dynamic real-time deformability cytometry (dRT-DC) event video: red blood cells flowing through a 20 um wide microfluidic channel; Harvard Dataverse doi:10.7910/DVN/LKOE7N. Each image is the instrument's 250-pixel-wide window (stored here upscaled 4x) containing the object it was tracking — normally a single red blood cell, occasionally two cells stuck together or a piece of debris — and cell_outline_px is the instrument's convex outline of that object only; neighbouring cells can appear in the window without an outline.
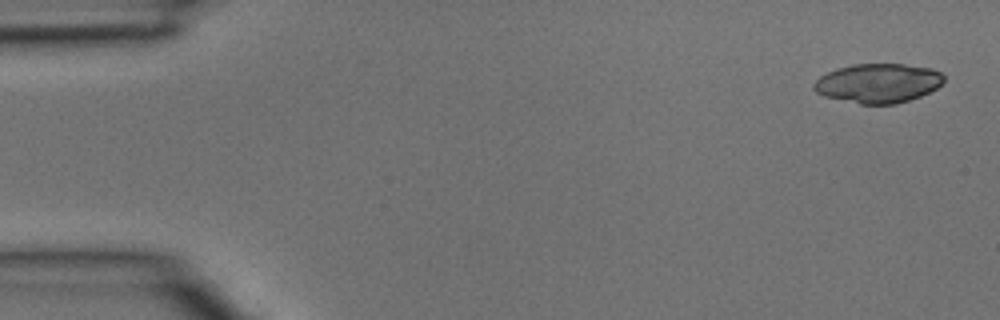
{"species": "common noctule bat (a hibernating species)", "species_latin": "Nyctalus noctula", "temperature_condition": "room temperature", "stored_images_in_passage": 8, "camera_frame_rate_fps": 3000, "um_per_image_px": 0.085, "animal": {"sex": "male", "body_mass_g": 15.6}, "frame": {"image": 1, "passage_image": 1, "time_ms": 0.0, "image_size_px": [1000, 320], "cell_outline_px": [[944, 80], [936, 88], [920, 96], [896, 104], [860, 104], [824, 96], [816, 92], [812, 88], [812, 84], [820, 76], [836, 68], [852, 64], [904, 64], [932, 68], [940, 72], [944, 76]], "centroid_in_image_um": [74.61, 7.06], "position_along_channel_um": 10.4, "area_um2": 29.77}}